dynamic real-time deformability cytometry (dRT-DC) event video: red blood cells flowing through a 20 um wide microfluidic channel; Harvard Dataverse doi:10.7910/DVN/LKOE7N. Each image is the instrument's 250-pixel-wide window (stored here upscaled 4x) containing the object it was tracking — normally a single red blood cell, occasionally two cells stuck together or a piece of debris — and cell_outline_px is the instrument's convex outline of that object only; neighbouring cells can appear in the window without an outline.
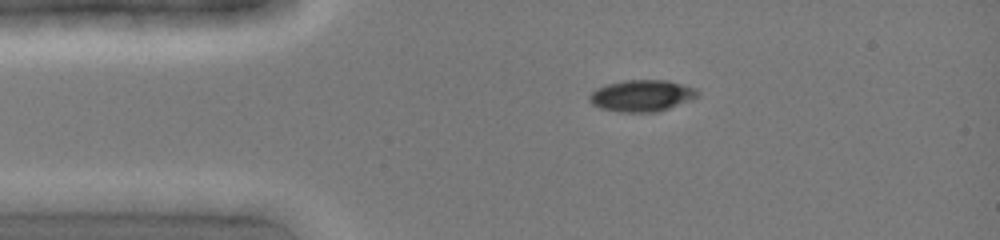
{"species": "common noctule bat (a hibernating species)", "species_latin": "Nyctalus noctula", "temperature_condition": "cold", "stored_images_in_passage": 4, "camera_frame_rate_fps": 3000, "um_per_image_px": 0.085, "animal": {"sex": "female", "body_mass_g": 19.0, "forearm_length_mm": 51.5}, "frame": {"image": 1, "passage_image": 1, "time_ms": 0.0, "image_size_px": [1000, 240], "cell_outline_px": [[700, 92], [696, 96], [688, 100], [668, 108], [656, 112], [620, 112], [600, 108], [592, 104], [588, 100], [588, 96], [596, 88], [604, 84], [624, 80], [668, 80], [696, 88]], "centroid_in_image_um": [54.49, 8.12], "position_along_channel_um": 30.5, "area_um2": 19.88}}